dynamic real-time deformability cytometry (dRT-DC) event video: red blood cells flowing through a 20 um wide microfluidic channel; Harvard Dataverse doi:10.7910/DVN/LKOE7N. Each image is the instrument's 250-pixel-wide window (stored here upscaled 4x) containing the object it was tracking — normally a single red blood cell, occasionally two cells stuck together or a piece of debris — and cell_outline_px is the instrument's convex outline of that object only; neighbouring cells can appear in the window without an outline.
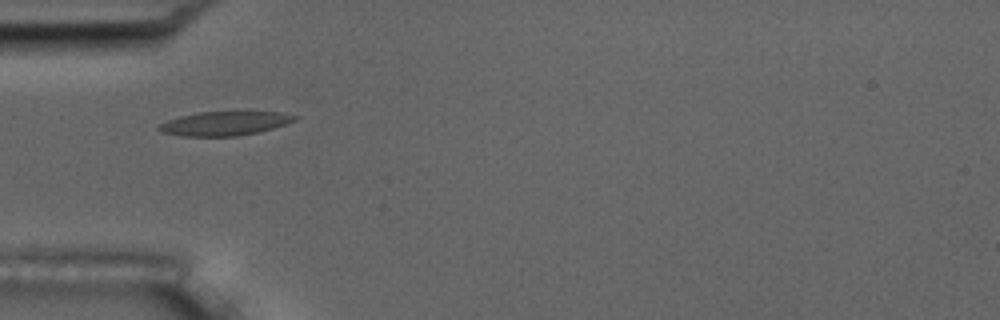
{"species": "common noctule bat (a hibernating species)", "species_latin": "Nyctalus noctula", "temperature_condition": "room temperature", "stored_images_in_passage": 11, "camera_frame_rate_fps": 3000, "um_per_image_px": 0.085, "animal": {"sex": "male", "body_mass_g": 17.5, "forearm_length_mm": 52.3}, "frame": {"image": 1, "passage_image": 1, "time_ms": 0.0, "image_size_px": [1000, 320], "cell_outline_px": [[300, 116], [296, 120], [272, 128], [256, 132], [236, 136], [180, 136], [160, 132], [156, 128], [160, 124], [168, 120], [180, 116], [196, 112], [280, 112]], "centroid_in_image_um": [19.05, 10.49], "position_along_channel_um": 65.9, "area_um2": 18.9}}
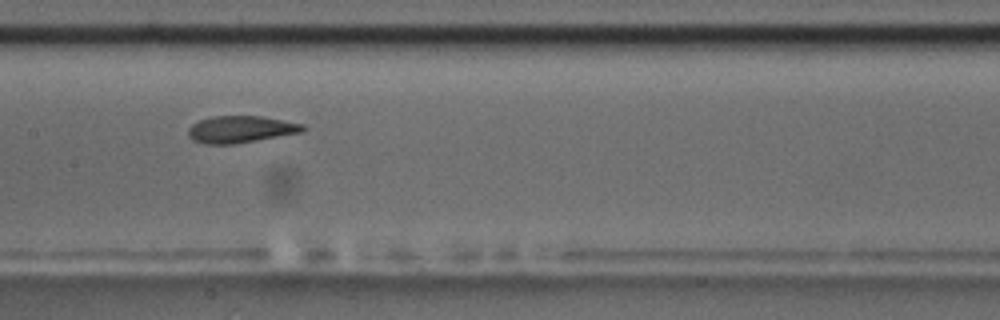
{"frame": {"image": 2, "passage_image": 4, "time_ms": 3.333, "image_size_px": [1000, 320], "cell_outline_px": [[308, 128], [300, 132], [256, 140], [232, 144], [204, 144], [192, 140], [188, 136], [188, 128], [192, 124], [200, 120], [212, 116], [260, 116], [304, 124]], "centroid_in_image_um": [20.42, 10.99], "position_along_channel_um": 187.0, "area_um2": 17.86}, "authors_computed_cell_mechanics": {"area_um2": 18.207, "velocity_mm_per_s": 3.6576, "shape_relaxation_time_tau1_ms": 4.0407, "shape_relaxation_time_tau2_ms": 1.3593, "deformation_change_tau1": 0.1137, "deformation_change_tau2": 0.0538}}